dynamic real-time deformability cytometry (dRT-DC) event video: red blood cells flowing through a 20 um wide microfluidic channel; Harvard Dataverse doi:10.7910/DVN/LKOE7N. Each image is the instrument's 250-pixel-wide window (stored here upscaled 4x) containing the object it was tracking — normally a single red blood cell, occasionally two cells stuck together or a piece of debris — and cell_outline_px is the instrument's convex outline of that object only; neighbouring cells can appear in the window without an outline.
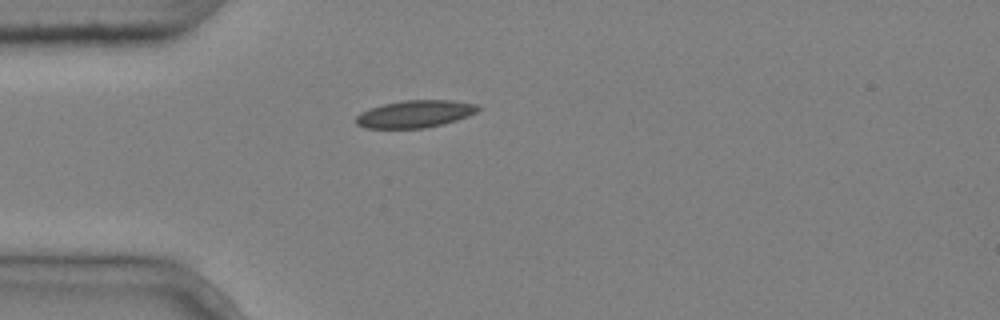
{"species": "common noctule bat (a hibernating species)", "species_latin": "Nyctalus noctula", "temperature_condition": "cold", "stored_images_in_passage": 1, "camera_frame_rate_fps": 3000, "um_per_image_px": 0.085, "animal": {"sex": "male", "body_mass_g": 20.4}, "frame": {"image": 1, "passage_image": 1, "time_ms": 0.0, "image_size_px": [1000, 320], "cell_outline_px": [[480, 108], [476, 112], [468, 116], [456, 120], [424, 128], [364, 128], [356, 124], [356, 116], [360, 112], [384, 104], [404, 100], [452, 100], [476, 104]], "centroid_in_image_um": [35.26, 9.68], "position_along_channel_um": 49.7, "area_um2": 19.25}}